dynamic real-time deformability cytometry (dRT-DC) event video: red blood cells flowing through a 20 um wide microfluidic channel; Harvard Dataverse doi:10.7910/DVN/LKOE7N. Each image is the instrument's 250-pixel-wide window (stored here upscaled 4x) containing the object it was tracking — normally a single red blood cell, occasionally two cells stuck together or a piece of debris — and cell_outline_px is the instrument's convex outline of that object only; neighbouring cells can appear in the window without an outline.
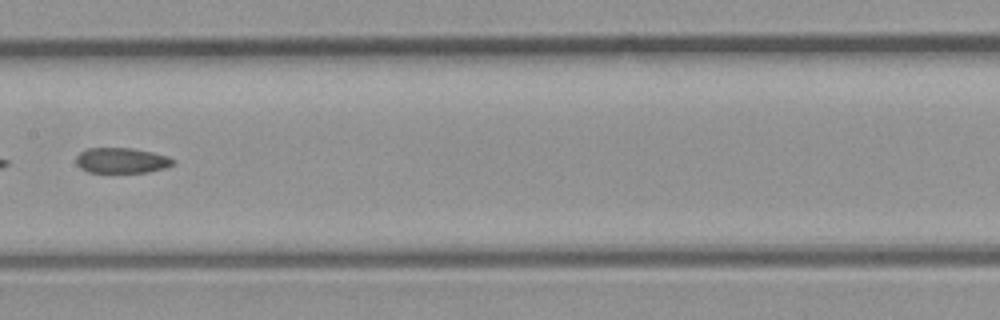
{"species": "common noctule bat (a hibernating species)", "species_latin": "Nyctalus noctula", "temperature_condition": "room temperature", "stored_images_in_passage": 23, "camera_frame_rate_fps": 3000, "um_per_image_px": 0.085, "animal": {"sex": "male", "body_mass_g": 23.1, "forearm_length_mm": 52.7}, "frame": {"image": 1, "passage_image": 7, "time_ms": 2.0, "image_size_px": [1000, 320], "cell_outline_px": [[176, 160], [172, 164], [164, 168], [148, 172], [88, 172], [80, 168], [76, 164], [76, 156], [80, 152], [88, 148], [132, 148], [152, 152], [168, 156]], "centroid_in_image_um": [10.32, 13.63], "position_along_channel_um": 197.1, "area_um2": 14.33}}